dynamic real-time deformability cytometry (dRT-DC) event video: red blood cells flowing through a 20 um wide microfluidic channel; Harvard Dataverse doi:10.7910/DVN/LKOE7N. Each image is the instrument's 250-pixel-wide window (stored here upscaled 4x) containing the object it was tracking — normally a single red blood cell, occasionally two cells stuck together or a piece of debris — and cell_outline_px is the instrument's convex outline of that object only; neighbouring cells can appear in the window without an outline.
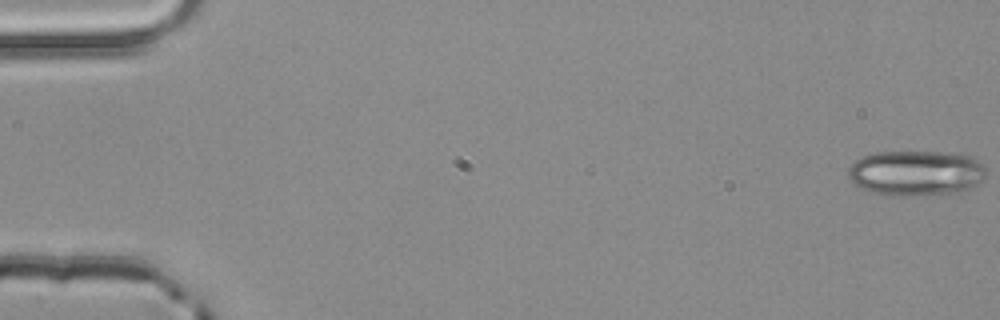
{"species": "common noctule bat (a hibernating species)", "species_latin": "Nyctalus noctula", "temperature_condition": "room temperature", "stored_images_in_passage": 5, "camera_frame_rate_fps": 3000, "um_per_image_px": 0.085, "animal": {"sex": "male", "body_mass_g": 20.4}, "frame": {"image": 1, "passage_image": 1, "time_ms": 0.0, "image_size_px": [1000, 320], "cell_outline_px": [[984, 180], [968, 192], [936, 196], [892, 196], [868, 192], [860, 188], [848, 176], [848, 168], [856, 160], [864, 156], [876, 152], [960, 152], [972, 156], [984, 168]], "centroid_in_image_um": [77.92, 14.74], "position_along_channel_um": 7.1, "area_um2": 37.45}}